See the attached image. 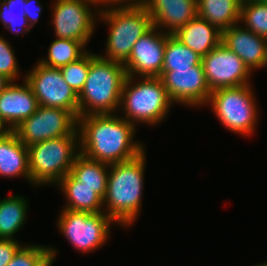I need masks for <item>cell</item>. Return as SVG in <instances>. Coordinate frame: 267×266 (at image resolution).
<instances>
[{
  "mask_svg": "<svg viewBox=\"0 0 267 266\" xmlns=\"http://www.w3.org/2000/svg\"><path fill=\"white\" fill-rule=\"evenodd\" d=\"M221 43L239 56L251 73L267 66V39L239 23L221 31Z\"/></svg>",
  "mask_w": 267,
  "mask_h": 266,
  "instance_id": "cell-15",
  "label": "cell"
},
{
  "mask_svg": "<svg viewBox=\"0 0 267 266\" xmlns=\"http://www.w3.org/2000/svg\"><path fill=\"white\" fill-rule=\"evenodd\" d=\"M201 62L211 92L251 84L252 73L241 58L222 43L203 56Z\"/></svg>",
  "mask_w": 267,
  "mask_h": 266,
  "instance_id": "cell-13",
  "label": "cell"
},
{
  "mask_svg": "<svg viewBox=\"0 0 267 266\" xmlns=\"http://www.w3.org/2000/svg\"><path fill=\"white\" fill-rule=\"evenodd\" d=\"M76 40L55 38L49 45L48 56L38 60L44 66L60 68L83 57L88 50Z\"/></svg>",
  "mask_w": 267,
  "mask_h": 266,
  "instance_id": "cell-24",
  "label": "cell"
},
{
  "mask_svg": "<svg viewBox=\"0 0 267 266\" xmlns=\"http://www.w3.org/2000/svg\"><path fill=\"white\" fill-rule=\"evenodd\" d=\"M15 52L6 38L0 35V74L11 82H15L20 76L19 63Z\"/></svg>",
  "mask_w": 267,
  "mask_h": 266,
  "instance_id": "cell-30",
  "label": "cell"
},
{
  "mask_svg": "<svg viewBox=\"0 0 267 266\" xmlns=\"http://www.w3.org/2000/svg\"><path fill=\"white\" fill-rule=\"evenodd\" d=\"M39 104L29 84L11 82L0 94V118L13 131L23 120L34 114Z\"/></svg>",
  "mask_w": 267,
  "mask_h": 266,
  "instance_id": "cell-17",
  "label": "cell"
},
{
  "mask_svg": "<svg viewBox=\"0 0 267 266\" xmlns=\"http://www.w3.org/2000/svg\"><path fill=\"white\" fill-rule=\"evenodd\" d=\"M51 9L55 38L76 40L86 47L95 32L100 8L92 0H56Z\"/></svg>",
  "mask_w": 267,
  "mask_h": 266,
  "instance_id": "cell-9",
  "label": "cell"
},
{
  "mask_svg": "<svg viewBox=\"0 0 267 266\" xmlns=\"http://www.w3.org/2000/svg\"><path fill=\"white\" fill-rule=\"evenodd\" d=\"M26 0H0V22L5 29L16 35H24L32 29L25 18Z\"/></svg>",
  "mask_w": 267,
  "mask_h": 266,
  "instance_id": "cell-27",
  "label": "cell"
},
{
  "mask_svg": "<svg viewBox=\"0 0 267 266\" xmlns=\"http://www.w3.org/2000/svg\"><path fill=\"white\" fill-rule=\"evenodd\" d=\"M144 0H126V5L130 4H142Z\"/></svg>",
  "mask_w": 267,
  "mask_h": 266,
  "instance_id": "cell-36",
  "label": "cell"
},
{
  "mask_svg": "<svg viewBox=\"0 0 267 266\" xmlns=\"http://www.w3.org/2000/svg\"><path fill=\"white\" fill-rule=\"evenodd\" d=\"M267 0H240L241 4L253 3V2H265Z\"/></svg>",
  "mask_w": 267,
  "mask_h": 266,
  "instance_id": "cell-37",
  "label": "cell"
},
{
  "mask_svg": "<svg viewBox=\"0 0 267 266\" xmlns=\"http://www.w3.org/2000/svg\"><path fill=\"white\" fill-rule=\"evenodd\" d=\"M23 77L40 106L62 108L76 119L79 117L78 95L65 82L59 68H50L37 62Z\"/></svg>",
  "mask_w": 267,
  "mask_h": 266,
  "instance_id": "cell-10",
  "label": "cell"
},
{
  "mask_svg": "<svg viewBox=\"0 0 267 266\" xmlns=\"http://www.w3.org/2000/svg\"><path fill=\"white\" fill-rule=\"evenodd\" d=\"M109 165L91 160L82 154L74 159L70 174L89 188H98V196L103 200L106 194Z\"/></svg>",
  "mask_w": 267,
  "mask_h": 266,
  "instance_id": "cell-23",
  "label": "cell"
},
{
  "mask_svg": "<svg viewBox=\"0 0 267 266\" xmlns=\"http://www.w3.org/2000/svg\"><path fill=\"white\" fill-rule=\"evenodd\" d=\"M11 83V81L4 75L0 74V94L6 89V87Z\"/></svg>",
  "mask_w": 267,
  "mask_h": 266,
  "instance_id": "cell-34",
  "label": "cell"
},
{
  "mask_svg": "<svg viewBox=\"0 0 267 266\" xmlns=\"http://www.w3.org/2000/svg\"><path fill=\"white\" fill-rule=\"evenodd\" d=\"M30 184L35 187L56 185L71 171L79 154V132L51 138L27 147Z\"/></svg>",
  "mask_w": 267,
  "mask_h": 266,
  "instance_id": "cell-6",
  "label": "cell"
},
{
  "mask_svg": "<svg viewBox=\"0 0 267 266\" xmlns=\"http://www.w3.org/2000/svg\"><path fill=\"white\" fill-rule=\"evenodd\" d=\"M22 245L17 240L0 239V266H7Z\"/></svg>",
  "mask_w": 267,
  "mask_h": 266,
  "instance_id": "cell-31",
  "label": "cell"
},
{
  "mask_svg": "<svg viewBox=\"0 0 267 266\" xmlns=\"http://www.w3.org/2000/svg\"><path fill=\"white\" fill-rule=\"evenodd\" d=\"M242 23L244 28L267 39V1L241 4L239 24Z\"/></svg>",
  "mask_w": 267,
  "mask_h": 266,
  "instance_id": "cell-28",
  "label": "cell"
},
{
  "mask_svg": "<svg viewBox=\"0 0 267 266\" xmlns=\"http://www.w3.org/2000/svg\"><path fill=\"white\" fill-rule=\"evenodd\" d=\"M90 68V52H87L79 60L61 66L59 69L62 72L65 82L78 95L86 82Z\"/></svg>",
  "mask_w": 267,
  "mask_h": 266,
  "instance_id": "cell-29",
  "label": "cell"
},
{
  "mask_svg": "<svg viewBox=\"0 0 267 266\" xmlns=\"http://www.w3.org/2000/svg\"><path fill=\"white\" fill-rule=\"evenodd\" d=\"M142 5L150 14L153 25L170 35L198 15L194 0H144Z\"/></svg>",
  "mask_w": 267,
  "mask_h": 266,
  "instance_id": "cell-16",
  "label": "cell"
},
{
  "mask_svg": "<svg viewBox=\"0 0 267 266\" xmlns=\"http://www.w3.org/2000/svg\"><path fill=\"white\" fill-rule=\"evenodd\" d=\"M202 57L181 43L173 35L167 34L162 71L192 68L200 64Z\"/></svg>",
  "mask_w": 267,
  "mask_h": 266,
  "instance_id": "cell-25",
  "label": "cell"
},
{
  "mask_svg": "<svg viewBox=\"0 0 267 266\" xmlns=\"http://www.w3.org/2000/svg\"><path fill=\"white\" fill-rule=\"evenodd\" d=\"M167 33L152 26L134 44L130 57L123 64L127 76L160 77L164 62Z\"/></svg>",
  "mask_w": 267,
  "mask_h": 266,
  "instance_id": "cell-14",
  "label": "cell"
},
{
  "mask_svg": "<svg viewBox=\"0 0 267 266\" xmlns=\"http://www.w3.org/2000/svg\"><path fill=\"white\" fill-rule=\"evenodd\" d=\"M77 130V119L67 110L38 106L13 132L26 146L45 140L70 136Z\"/></svg>",
  "mask_w": 267,
  "mask_h": 266,
  "instance_id": "cell-11",
  "label": "cell"
},
{
  "mask_svg": "<svg viewBox=\"0 0 267 266\" xmlns=\"http://www.w3.org/2000/svg\"><path fill=\"white\" fill-rule=\"evenodd\" d=\"M42 6L43 5L40 3L39 0H26L25 1V6L23 7L25 10V18L27 19L31 28H33L35 24L37 23V21H39V18L42 12Z\"/></svg>",
  "mask_w": 267,
  "mask_h": 266,
  "instance_id": "cell-32",
  "label": "cell"
},
{
  "mask_svg": "<svg viewBox=\"0 0 267 266\" xmlns=\"http://www.w3.org/2000/svg\"><path fill=\"white\" fill-rule=\"evenodd\" d=\"M6 124L0 118V137L7 135L11 130L5 126Z\"/></svg>",
  "mask_w": 267,
  "mask_h": 266,
  "instance_id": "cell-35",
  "label": "cell"
},
{
  "mask_svg": "<svg viewBox=\"0 0 267 266\" xmlns=\"http://www.w3.org/2000/svg\"><path fill=\"white\" fill-rule=\"evenodd\" d=\"M99 8L105 5L109 6H118L126 5V0H92Z\"/></svg>",
  "mask_w": 267,
  "mask_h": 266,
  "instance_id": "cell-33",
  "label": "cell"
},
{
  "mask_svg": "<svg viewBox=\"0 0 267 266\" xmlns=\"http://www.w3.org/2000/svg\"><path fill=\"white\" fill-rule=\"evenodd\" d=\"M79 153L108 165L136 158L145 147L134 141L136 127L114 114H96L77 118Z\"/></svg>",
  "mask_w": 267,
  "mask_h": 266,
  "instance_id": "cell-1",
  "label": "cell"
},
{
  "mask_svg": "<svg viewBox=\"0 0 267 266\" xmlns=\"http://www.w3.org/2000/svg\"><path fill=\"white\" fill-rule=\"evenodd\" d=\"M126 76L122 86L120 111L123 118L132 123L159 125L170 112V100L160 77ZM139 80V81H138ZM123 111V112H122Z\"/></svg>",
  "mask_w": 267,
  "mask_h": 266,
  "instance_id": "cell-5",
  "label": "cell"
},
{
  "mask_svg": "<svg viewBox=\"0 0 267 266\" xmlns=\"http://www.w3.org/2000/svg\"><path fill=\"white\" fill-rule=\"evenodd\" d=\"M24 177L30 183L27 147L10 131L0 137V177Z\"/></svg>",
  "mask_w": 267,
  "mask_h": 266,
  "instance_id": "cell-19",
  "label": "cell"
},
{
  "mask_svg": "<svg viewBox=\"0 0 267 266\" xmlns=\"http://www.w3.org/2000/svg\"><path fill=\"white\" fill-rule=\"evenodd\" d=\"M66 200L63 209L80 212H104L103 200L98 196V188H89L78 182L70 173L57 184Z\"/></svg>",
  "mask_w": 267,
  "mask_h": 266,
  "instance_id": "cell-20",
  "label": "cell"
},
{
  "mask_svg": "<svg viewBox=\"0 0 267 266\" xmlns=\"http://www.w3.org/2000/svg\"><path fill=\"white\" fill-rule=\"evenodd\" d=\"M53 247L37 244L22 245L7 266H52L57 257Z\"/></svg>",
  "mask_w": 267,
  "mask_h": 266,
  "instance_id": "cell-26",
  "label": "cell"
},
{
  "mask_svg": "<svg viewBox=\"0 0 267 266\" xmlns=\"http://www.w3.org/2000/svg\"><path fill=\"white\" fill-rule=\"evenodd\" d=\"M160 79L173 104L205 107L210 98L211 90L206 81L202 62L192 68L162 71Z\"/></svg>",
  "mask_w": 267,
  "mask_h": 266,
  "instance_id": "cell-12",
  "label": "cell"
},
{
  "mask_svg": "<svg viewBox=\"0 0 267 266\" xmlns=\"http://www.w3.org/2000/svg\"><path fill=\"white\" fill-rule=\"evenodd\" d=\"M123 63L90 52L86 82L78 94L79 117L115 114L120 108L122 86L126 79Z\"/></svg>",
  "mask_w": 267,
  "mask_h": 266,
  "instance_id": "cell-3",
  "label": "cell"
},
{
  "mask_svg": "<svg viewBox=\"0 0 267 266\" xmlns=\"http://www.w3.org/2000/svg\"><path fill=\"white\" fill-rule=\"evenodd\" d=\"M4 198L0 200V239L16 240L27 218V199L12 194Z\"/></svg>",
  "mask_w": 267,
  "mask_h": 266,
  "instance_id": "cell-22",
  "label": "cell"
},
{
  "mask_svg": "<svg viewBox=\"0 0 267 266\" xmlns=\"http://www.w3.org/2000/svg\"><path fill=\"white\" fill-rule=\"evenodd\" d=\"M173 36L201 57L221 43V31L198 15Z\"/></svg>",
  "mask_w": 267,
  "mask_h": 266,
  "instance_id": "cell-18",
  "label": "cell"
},
{
  "mask_svg": "<svg viewBox=\"0 0 267 266\" xmlns=\"http://www.w3.org/2000/svg\"><path fill=\"white\" fill-rule=\"evenodd\" d=\"M240 0H198V16L223 31L240 21Z\"/></svg>",
  "mask_w": 267,
  "mask_h": 266,
  "instance_id": "cell-21",
  "label": "cell"
},
{
  "mask_svg": "<svg viewBox=\"0 0 267 266\" xmlns=\"http://www.w3.org/2000/svg\"><path fill=\"white\" fill-rule=\"evenodd\" d=\"M256 266H267V262H264V263H261V264L259 263L258 265L256 264Z\"/></svg>",
  "mask_w": 267,
  "mask_h": 266,
  "instance_id": "cell-38",
  "label": "cell"
},
{
  "mask_svg": "<svg viewBox=\"0 0 267 266\" xmlns=\"http://www.w3.org/2000/svg\"><path fill=\"white\" fill-rule=\"evenodd\" d=\"M146 152L136 158L109 165L104 213L124 228L139 217L144 190Z\"/></svg>",
  "mask_w": 267,
  "mask_h": 266,
  "instance_id": "cell-2",
  "label": "cell"
},
{
  "mask_svg": "<svg viewBox=\"0 0 267 266\" xmlns=\"http://www.w3.org/2000/svg\"><path fill=\"white\" fill-rule=\"evenodd\" d=\"M100 18V19H99ZM109 25L104 59L125 63L134 44L152 26V18L142 4L105 6L100 8L98 20Z\"/></svg>",
  "mask_w": 267,
  "mask_h": 266,
  "instance_id": "cell-4",
  "label": "cell"
},
{
  "mask_svg": "<svg viewBox=\"0 0 267 266\" xmlns=\"http://www.w3.org/2000/svg\"><path fill=\"white\" fill-rule=\"evenodd\" d=\"M57 227L67 241L81 253H91L110 237L116 222L104 212L90 213L61 209Z\"/></svg>",
  "mask_w": 267,
  "mask_h": 266,
  "instance_id": "cell-8",
  "label": "cell"
},
{
  "mask_svg": "<svg viewBox=\"0 0 267 266\" xmlns=\"http://www.w3.org/2000/svg\"><path fill=\"white\" fill-rule=\"evenodd\" d=\"M251 84L212 91L211 106L221 124L235 134L250 136L258 123V104ZM255 96V97H254Z\"/></svg>",
  "mask_w": 267,
  "mask_h": 266,
  "instance_id": "cell-7",
  "label": "cell"
}]
</instances>
